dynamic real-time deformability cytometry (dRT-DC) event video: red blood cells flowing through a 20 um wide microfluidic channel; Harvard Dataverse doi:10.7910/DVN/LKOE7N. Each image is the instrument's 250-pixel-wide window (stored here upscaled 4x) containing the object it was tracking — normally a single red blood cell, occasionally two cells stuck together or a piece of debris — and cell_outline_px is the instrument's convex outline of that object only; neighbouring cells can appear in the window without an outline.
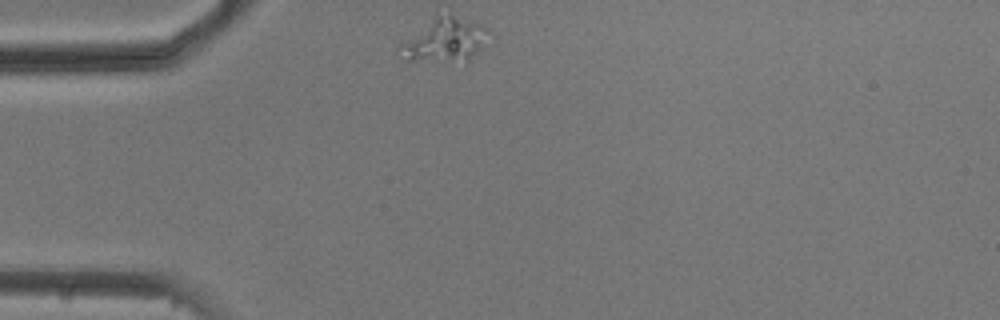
{"species": "common noctule bat (a hibernating species)", "species_latin": "Nyctalus noctula", "temperature_condition": "cold", "stored_images_in_passage": 4, "camera_frame_rate_fps": 3000, "um_per_image_px": 0.085, "animal": {"sex": "male", "body_mass_g": 20.5, "forearm_length_mm": 52.5}, "frame": {"image": 1, "passage_image": 1, "time_ms": 0.0, "image_size_px": [1000, 320], "cell_outline_px": [[488, 32], [484, 44], [468, 60], [404, 60], [400, 44], [436, 12], [484, 24], [488, 28]], "centroid_in_image_um": [37.81, 3.35], "position_along_channel_um": 47.2, "area_um2": 22.08}}
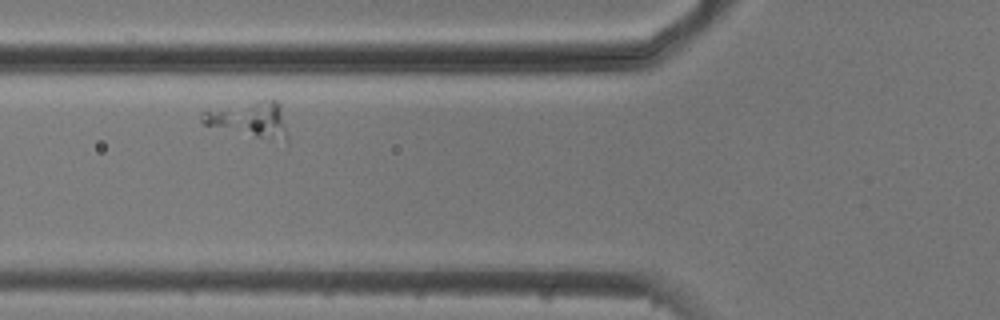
{"frame": {"image": 2, "passage_image": 3, "time_ms": 2.333, "image_size_px": [1000, 320], "cell_outline_px": [[288, 144], [204, 124], [200, 120], [204, 112], [260, 100], [276, 100], [280, 104], [288, 136]], "centroid_in_image_um": [21.34, 10.19], "position_along_channel_um": 104.5, "area_um2": 17.17}}
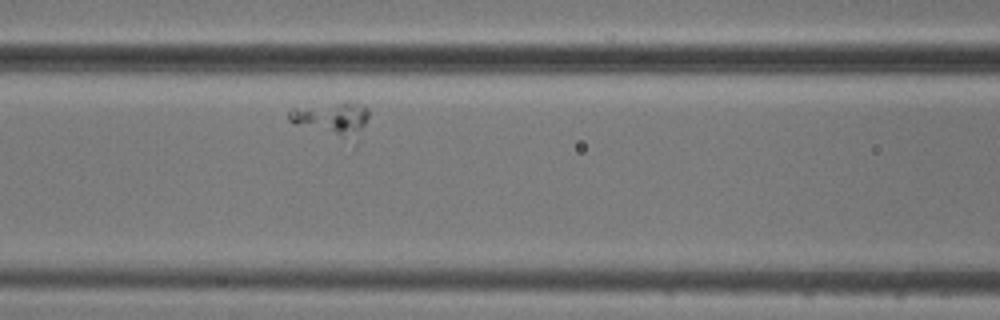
{"frame": {"image": 3, "passage_image": 4, "time_ms": 3.333, "image_size_px": [1000, 320], "cell_outline_px": [[368, 116], [356, 148], [352, 152], [292, 124], [288, 120], [288, 112], [292, 108], [344, 100], [348, 100], [364, 104], [368, 108]], "centroid_in_image_um": [28.29, 10.33], "position_along_channel_um": 138.3, "area_um2": 19.13}}